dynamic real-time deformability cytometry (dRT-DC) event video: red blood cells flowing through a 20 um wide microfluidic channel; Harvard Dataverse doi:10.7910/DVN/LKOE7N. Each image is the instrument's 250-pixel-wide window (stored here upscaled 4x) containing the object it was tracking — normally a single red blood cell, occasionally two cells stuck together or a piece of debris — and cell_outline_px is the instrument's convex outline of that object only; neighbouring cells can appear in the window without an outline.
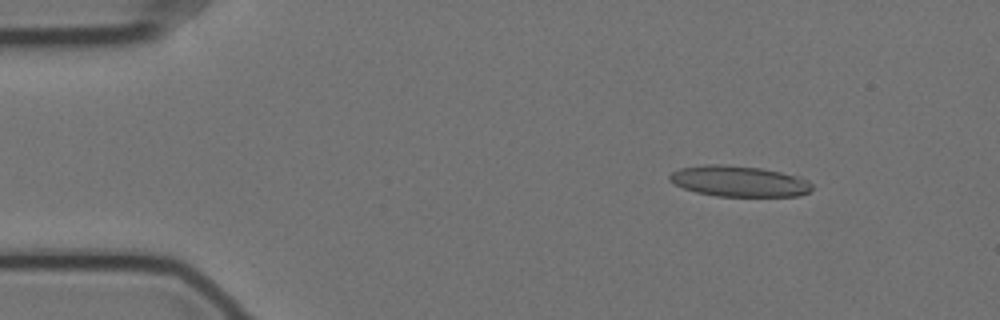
{"species": "Egyptian fruit bat (a non-hibernating species)", "species_latin": "Rousettus aegyptiacus", "temperature_condition": "cold", "stored_images_in_passage": 15, "segment_of_instrument_passage": [1, 2], "camera_frame_rate_fps": 3000, "um_per_image_px": 0.085, "animal": {"sex": "female"}, "frame": {"image": 1, "passage_image": 6, "time_ms": 1.667, "image_size_px": [1000, 320], "cell_outline_px": [[812, 188], [808, 192], [800, 196], [716, 196], [696, 192], [684, 188], [668, 180], [668, 176], [672, 172], [680, 168], [704, 164], [720, 164], [760, 168], [800, 176], [808, 180], [812, 184]], "centroid_in_image_um": [62.82, 15.4], "position_along_channel_um": 22.2, "area_um2": 25.61}}